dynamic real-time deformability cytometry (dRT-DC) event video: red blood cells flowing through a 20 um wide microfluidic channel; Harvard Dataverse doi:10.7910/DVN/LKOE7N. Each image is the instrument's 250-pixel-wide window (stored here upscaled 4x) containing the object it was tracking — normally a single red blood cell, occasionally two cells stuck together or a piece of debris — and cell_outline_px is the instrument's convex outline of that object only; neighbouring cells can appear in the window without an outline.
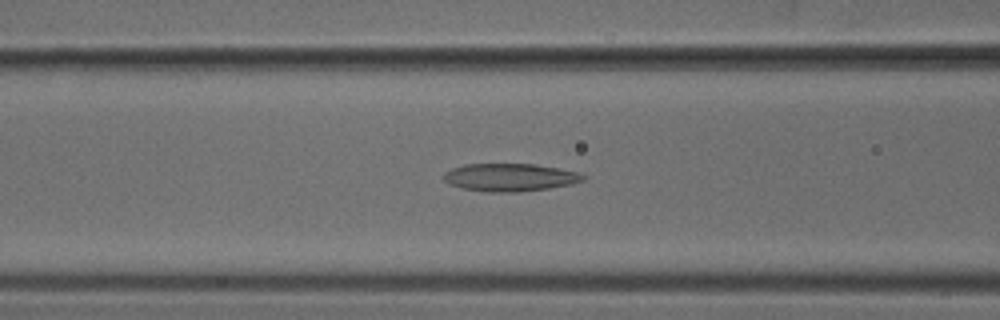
{"species": "common noctule bat (a hibernating species)", "species_latin": "Nyctalus noctula", "temperature_condition": "cold", "stored_images_in_passage": 37, "camera_frame_rate_fps": 3000, "um_per_image_px": 0.085, "animal": {"sex": "male", "body_mass_g": 18.8}, "frame": {"image": 1, "passage_image": 6, "time_ms": 1.667, "image_size_px": [1000, 320], "cell_outline_px": [[588, 176], [584, 180], [572, 184], [548, 188], [520, 192], [488, 192], [460, 188], [444, 180], [444, 172], [452, 168], [464, 164], [536, 164], [576, 172]], "centroid_in_image_um": [43.34, 15.08], "position_along_channel_um": 123.3, "area_um2": 22.54}}
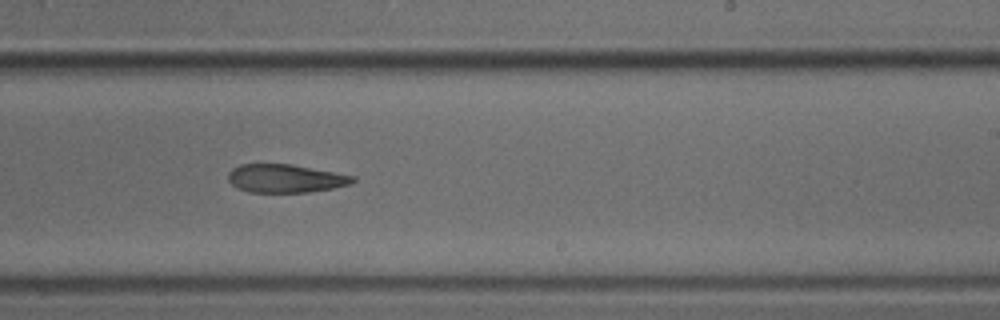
{"frame": {"image": 2, "passage_image": 17, "time_ms": 5.333, "image_size_px": [1000, 320], "cell_outline_px": [[356, 180], [352, 184], [332, 188], [308, 192], [248, 192], [236, 188], [228, 180], [228, 172], [232, 168], [240, 164], [292, 164], [356, 176]], "centroid_in_image_um": [24.26, 15.16], "position_along_channel_um": 264.7, "area_um2": 20.69}}
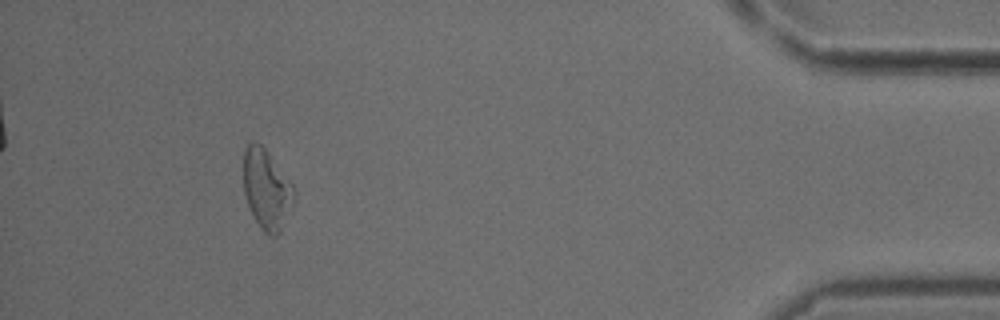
{"frame": {"image": 3, "passage_image": 33, "time_ms": 10.667, "image_size_px": [1000, 320], "cell_outline_px": [[296, 192], [280, 228], [276, 236], [268, 236], [260, 228], [248, 204], [244, 192], [244, 148], [252, 140], [256, 140], [268, 152], [292, 184]], "centroid_in_image_um": [22.63, 16.03], "position_along_channel_um": 412.6, "area_um2": 22.89}}